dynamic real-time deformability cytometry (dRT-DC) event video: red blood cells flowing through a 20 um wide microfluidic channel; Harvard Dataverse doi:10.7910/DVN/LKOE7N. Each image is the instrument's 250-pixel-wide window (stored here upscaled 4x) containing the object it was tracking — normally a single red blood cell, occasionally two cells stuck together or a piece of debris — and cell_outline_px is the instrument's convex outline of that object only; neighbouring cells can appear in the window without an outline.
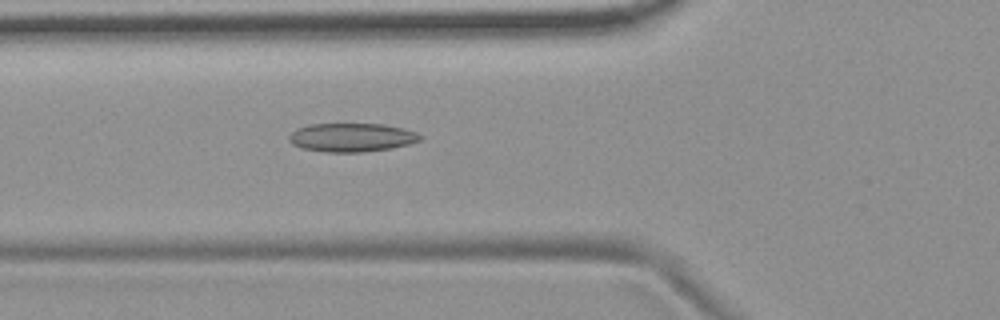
{"species": "common noctule bat (a hibernating species)", "species_latin": "Nyctalus noctula", "temperature_condition": "room temperature", "stored_images_in_passage": 56, "camera_frame_rate_fps": 3000, "um_per_image_px": 0.085, "animal": {"sex": "female", "body_mass_g": 19.9}, "frame": {"image": 1, "passage_image": 20, "time_ms": 6.333, "image_size_px": [1000, 320], "cell_outline_px": [[424, 136], [420, 140], [408, 144], [392, 148], [360, 152], [324, 152], [300, 148], [292, 144], [288, 140], [288, 136], [296, 128], [308, 124], [384, 124], [404, 128], [416, 132]], "centroid_in_image_um": [29.87, 11.68], "position_along_channel_um": 95.9, "area_um2": 22.08}}
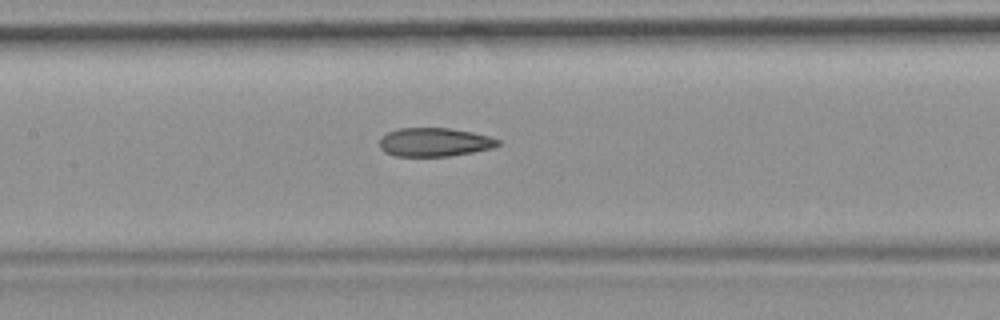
{"frame": {"image": 2, "passage_image": 26, "time_ms": 8.333, "image_size_px": [1000, 320], "cell_outline_px": [[500, 144], [492, 148], [472, 152], [448, 156], [396, 156], [384, 152], [380, 148], [380, 136], [388, 132], [400, 128], [448, 128], [472, 132], [488, 136], [500, 140]], "centroid_in_image_um": [36.9, 12.08], "position_along_channel_um": 170.5, "area_um2": 19.71}}
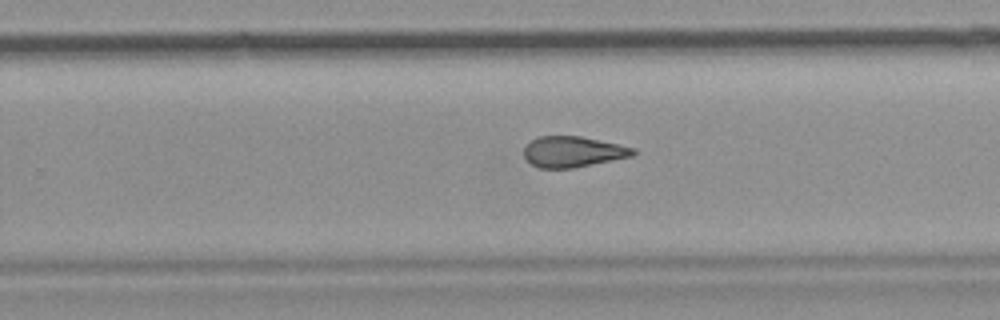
{"frame": {"image": 3, "passage_image": 35, "time_ms": 11.333, "image_size_px": [1000, 320], "cell_outline_px": [[636, 152], [632, 156], [572, 168], [540, 168], [524, 160], [524, 148], [532, 140], [540, 136], [580, 136], [636, 148]], "centroid_in_image_um": [48.68, 12.9], "position_along_channel_um": 281.1, "area_um2": 19.42}}